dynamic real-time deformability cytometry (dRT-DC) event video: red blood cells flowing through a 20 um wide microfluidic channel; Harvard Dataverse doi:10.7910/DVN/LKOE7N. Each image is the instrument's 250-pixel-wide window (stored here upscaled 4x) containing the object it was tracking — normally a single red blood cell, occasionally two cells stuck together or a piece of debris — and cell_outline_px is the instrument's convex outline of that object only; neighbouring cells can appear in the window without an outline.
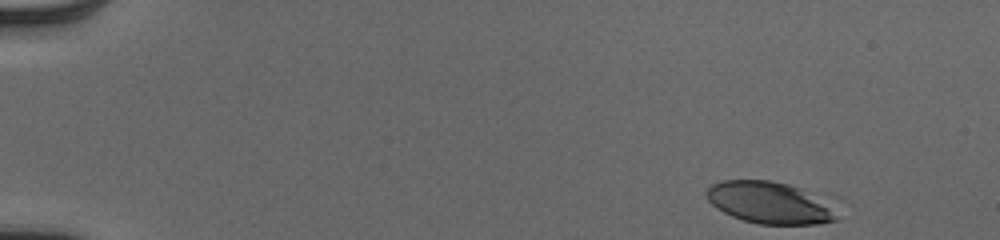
{"species": "human", "species_latin": "Homo sapiens", "temperature_condition": "cold", "stored_images_in_passage": 48, "camera_frame_rate_fps": 3000, "um_per_image_px": 0.085, "donor": {"sex": "male"}, "frame": {"image": 1, "passage_image": 1, "time_ms": 0.0, "image_size_px": [1000, 240], "cell_outline_px": [[836, 220], [816, 224], [756, 224], [732, 216], [716, 208], [704, 196], [704, 192], [712, 184], [724, 180], [768, 180], [788, 184], [800, 188], [828, 208], [836, 216]], "centroid_in_image_um": [65.23, 17.23], "position_along_channel_um": 19.8, "area_um2": 30.75}}
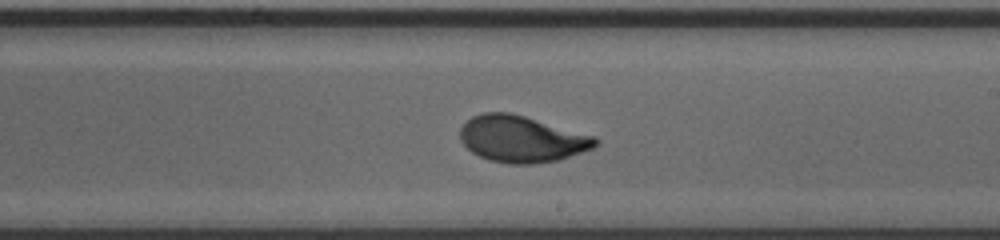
{"frame": {"image": 2, "passage_image": 28, "time_ms": 9.0, "image_size_px": [1000, 240], "cell_outline_px": [[600, 140], [592, 148], [560, 160], [532, 164], [508, 164], [488, 160], [472, 152], [460, 140], [460, 128], [472, 116], [480, 112], [512, 112], [596, 136]], "centroid_in_image_um": [44.35, 11.81], "position_along_channel_um": 244.7, "area_um2": 36.93}}
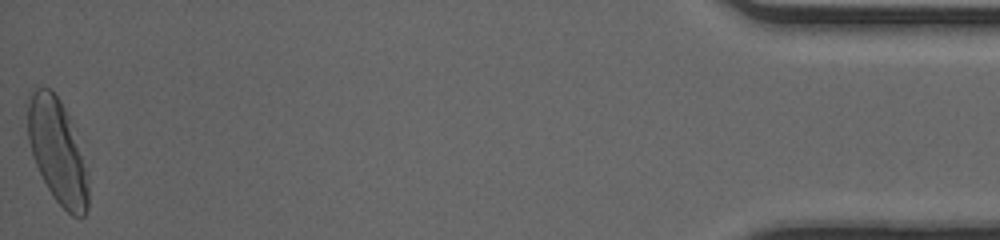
{"frame": {"image": 3, "passage_image": 48, "time_ms": 15.667, "image_size_px": [1000, 240], "cell_outline_px": [[88, 208], [84, 216], [72, 216], [52, 196], [36, 164], [28, 140], [24, 104], [32, 92], [36, 88], [48, 88], [60, 100], [68, 116], [88, 172]], "centroid_in_image_um": [4.84, 12.84], "position_along_channel_um": 430.4, "area_um2": 36.65}, "authors_computed_cell_mechanics": {"area_um2": 34.9401, "velocity_mm_per_s": 4.0352, "shape_relaxation_time_tau1_ms": 3.0041, "shape_relaxation_time_tau2_ms": 0.721, "deformation_change_tau1": 0.1765, "deformation_change_tau2": 0.0568}}